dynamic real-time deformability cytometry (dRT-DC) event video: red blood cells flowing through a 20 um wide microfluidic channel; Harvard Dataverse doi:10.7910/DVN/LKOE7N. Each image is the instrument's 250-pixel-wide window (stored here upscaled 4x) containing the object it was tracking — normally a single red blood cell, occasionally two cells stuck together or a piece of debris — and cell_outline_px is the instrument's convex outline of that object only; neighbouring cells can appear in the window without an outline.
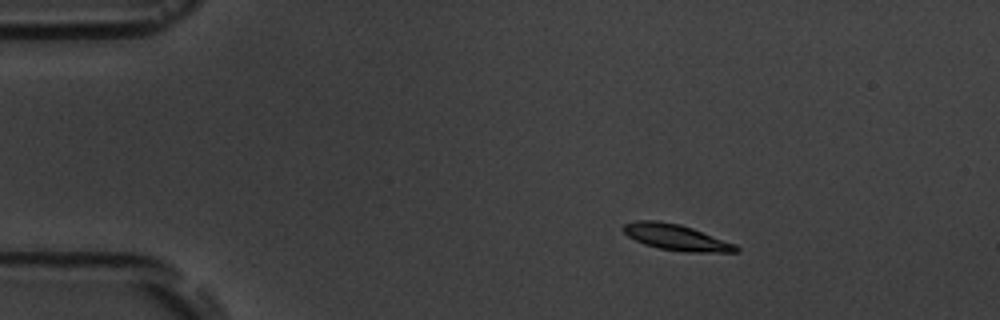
{"species": "common noctule bat (a hibernating species)", "species_latin": "Nyctalus noctula", "temperature_condition": "room temperature", "stored_images_in_passage": 3, "camera_frame_rate_fps": 3000, "um_per_image_px": 0.085, "animal": {"sex": "male", "body_mass_g": 19.5, "forearm_length_mm": 54.6}, "frame": {"image": 1, "passage_image": 1, "time_ms": 0.0, "image_size_px": [1000, 320], "cell_outline_px": [[740, 252], [684, 252], [660, 248], [644, 244], [628, 236], [620, 228], [624, 224], [636, 220], [656, 220], [680, 224], [692, 228], [736, 244], [740, 248]], "centroid_in_image_um": [57.48, 20.17], "position_along_channel_um": 27.5, "area_um2": 17.11}}